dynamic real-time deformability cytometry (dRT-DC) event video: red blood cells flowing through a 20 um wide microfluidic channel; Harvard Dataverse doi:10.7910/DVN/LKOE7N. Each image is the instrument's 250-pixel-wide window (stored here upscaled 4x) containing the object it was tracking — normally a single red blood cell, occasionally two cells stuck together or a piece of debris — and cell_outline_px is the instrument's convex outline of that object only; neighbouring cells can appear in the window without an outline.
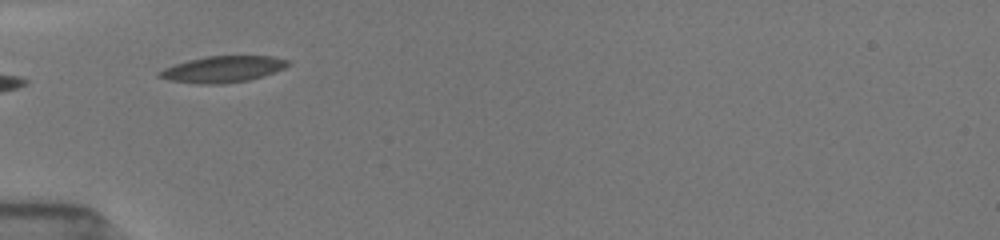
{"species": "common noctule bat (a hibernating species)", "species_latin": "Nyctalus noctula", "temperature_condition": "room temperature", "stored_images_in_passage": 36, "camera_frame_rate_fps": 3000, "um_per_image_px": 0.085, "animal": {"sex": "female", "body_mass_g": 19.5, "forearm_length_mm": 54.1}, "frame": {"image": 1, "passage_image": 1, "time_ms": 0.0, "image_size_px": [1000, 240], "cell_outline_px": [[288, 64], [284, 68], [264, 76], [248, 80], [224, 84], [200, 84], [168, 80], [156, 76], [156, 72], [164, 68], [188, 60], [208, 56], [272, 56], [288, 60]], "centroid_in_image_um": [18.9, 5.89], "position_along_channel_um": 66.1, "area_um2": 19.71}}
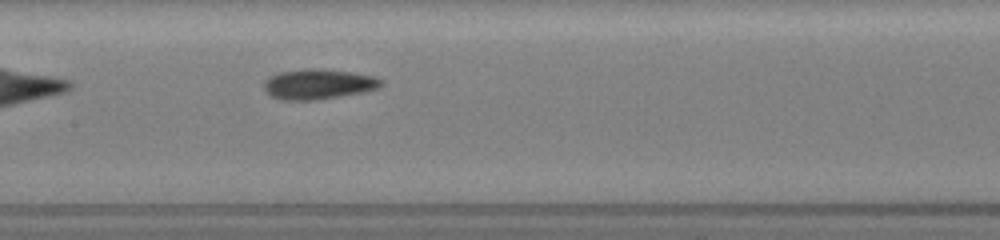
{"frame": {"image": 2, "passage_image": 10, "time_ms": 3.0, "image_size_px": [1000, 240], "cell_outline_px": [[384, 84], [376, 88], [360, 92], [340, 96], [316, 100], [280, 100], [272, 96], [264, 88], [264, 84], [272, 76], [280, 72], [304, 68], [312, 68], [348, 72], [376, 76], [384, 80]], "centroid_in_image_um": [27.08, 7.15], "position_along_channel_um": 180.3, "area_um2": 20.29}}
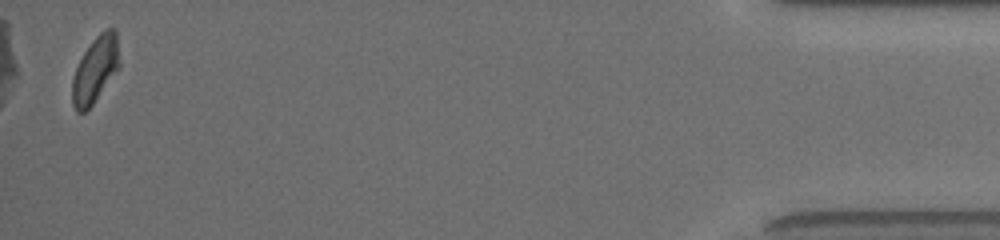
{"frame": {"image": 3, "passage_image": 35, "time_ms": 11.333, "image_size_px": [1000, 240], "cell_outline_px": [[120, 64], [92, 104], [84, 112], [76, 112], [72, 104], [72, 80], [76, 68], [84, 52], [92, 40], [104, 28], [116, 28]], "centroid_in_image_um": [8.09, 5.87], "position_along_channel_um": 427.1, "area_um2": 17.86}, "authors_computed_cell_mechanics": {"area_um2": 19.1318, "velocity_mm_per_s": 3.907, "shape_relaxation_time_tau1_ms": 4.1825, "shape_relaxation_time_tau2_ms": 3.0468, "deformation_change_tau1": 0.1221, "deformation_change_tau2": 0.1028}}